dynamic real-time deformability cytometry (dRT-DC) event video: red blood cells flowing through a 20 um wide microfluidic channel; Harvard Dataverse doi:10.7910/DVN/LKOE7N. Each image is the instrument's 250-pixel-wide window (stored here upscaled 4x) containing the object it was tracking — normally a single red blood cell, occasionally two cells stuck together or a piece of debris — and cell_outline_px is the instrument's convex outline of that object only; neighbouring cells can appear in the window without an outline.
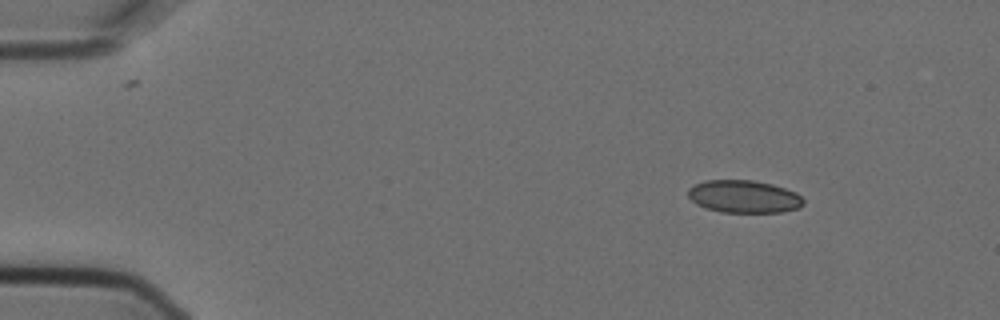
{"species": "Egyptian fruit bat (a non-hibernating species)", "species_latin": "Rousettus aegyptiacus", "temperature_condition": "cold", "stored_images_in_passage": 9, "camera_frame_rate_fps": 3000, "um_per_image_px": 0.085, "animal": {"sex": "female"}, "frame": {"image": 1, "passage_image": 1, "time_ms": 0.0, "image_size_px": [1000, 320], "cell_outline_px": [[804, 204], [800, 208], [784, 212], [720, 212], [704, 208], [696, 204], [688, 196], [688, 188], [704, 180], [752, 180], [772, 184], [796, 192], [804, 200]], "centroid_in_image_um": [63.23, 16.71], "position_along_channel_um": 21.8, "area_um2": 22.08}}
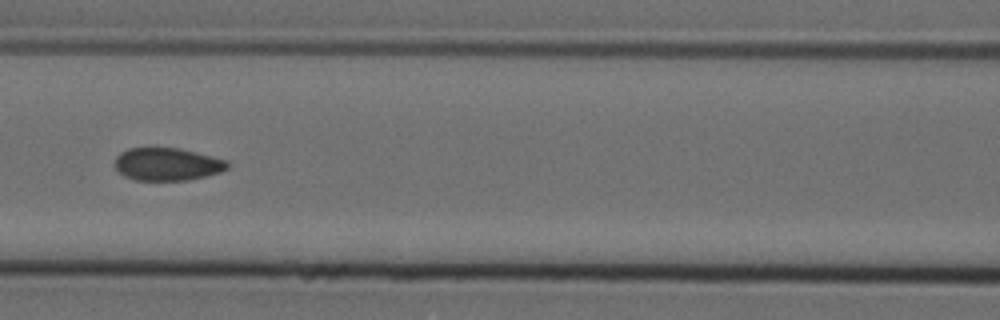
{"frame": {"image": 2, "passage_image": 6, "time_ms": 1.667, "image_size_px": [1000, 320], "cell_outline_px": [[228, 168], [220, 172], [188, 180], [136, 180], [124, 176], [116, 168], [116, 156], [120, 152], [128, 148], [180, 148], [228, 160]], "centroid_in_image_um": [14.22, 13.95], "position_along_channel_um": 152.4, "area_um2": 21.39}}
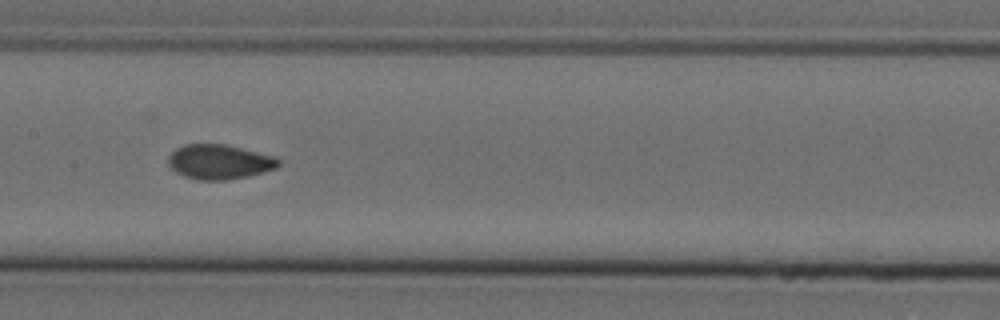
{"frame": {"image": 3, "passage_image": 7, "time_ms": 2.0, "image_size_px": [1000, 320], "cell_outline_px": [[280, 164], [276, 168], [248, 176], [224, 180], [196, 180], [184, 176], [176, 172], [168, 164], [168, 156], [176, 148], [184, 144], [228, 144], [276, 156], [280, 160]], "centroid_in_image_um": [18.65, 13.74], "position_along_channel_um": 188.7, "area_um2": 22.48}}